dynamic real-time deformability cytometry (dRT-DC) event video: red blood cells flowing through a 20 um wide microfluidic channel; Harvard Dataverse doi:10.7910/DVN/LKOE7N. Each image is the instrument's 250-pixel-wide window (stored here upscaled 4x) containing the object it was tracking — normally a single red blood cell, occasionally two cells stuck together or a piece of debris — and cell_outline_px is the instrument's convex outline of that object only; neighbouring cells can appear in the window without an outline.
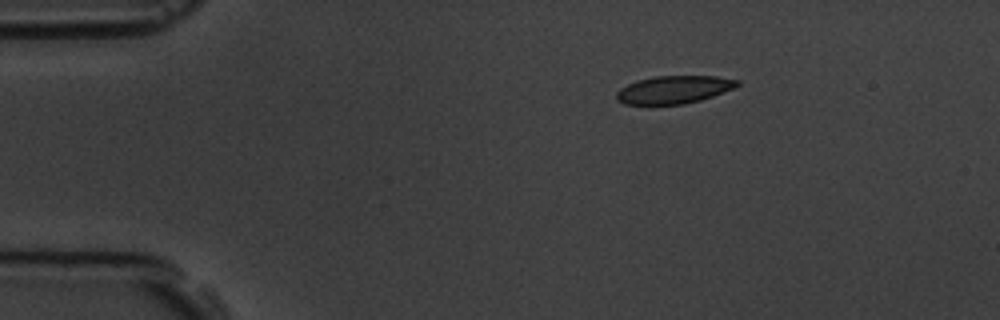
{"species": "common noctule bat (a hibernating species)", "species_latin": "Nyctalus noctula", "temperature_condition": "room temperature", "stored_images_in_passage": 3, "camera_frame_rate_fps": 3000, "um_per_image_px": 0.085, "animal": {"sex": "male", "body_mass_g": 19.5, "forearm_length_mm": 54.6}, "frame": {"image": 1, "passage_image": 1, "time_ms": 0.0, "image_size_px": [1000, 320], "cell_outline_px": [[740, 84], [732, 88], [712, 96], [700, 100], [684, 104], [624, 104], [616, 100], [616, 92], [620, 88], [636, 80], [656, 76], [716, 76], [740, 80]], "centroid_in_image_um": [57.25, 7.61], "position_along_channel_um": 27.8, "area_um2": 19.48}}